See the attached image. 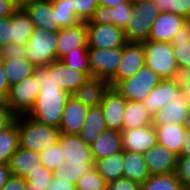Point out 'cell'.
<instances>
[{
	"label": "cell",
	"mask_w": 190,
	"mask_h": 190,
	"mask_svg": "<svg viewBox=\"0 0 190 190\" xmlns=\"http://www.w3.org/2000/svg\"><path fill=\"white\" fill-rule=\"evenodd\" d=\"M154 126L156 129L158 144L163 145L180 156L182 144L188 131L186 125L168 123L166 125Z\"/></svg>",
	"instance_id": "603a6c76"
},
{
	"label": "cell",
	"mask_w": 190,
	"mask_h": 190,
	"mask_svg": "<svg viewBox=\"0 0 190 190\" xmlns=\"http://www.w3.org/2000/svg\"><path fill=\"white\" fill-rule=\"evenodd\" d=\"M10 90V85L7 76L4 72L2 60H0V101H5Z\"/></svg>",
	"instance_id": "f5cc1de1"
},
{
	"label": "cell",
	"mask_w": 190,
	"mask_h": 190,
	"mask_svg": "<svg viewBox=\"0 0 190 190\" xmlns=\"http://www.w3.org/2000/svg\"><path fill=\"white\" fill-rule=\"evenodd\" d=\"M94 167V164H81L76 165L71 162H61L58 165V168H56L53 171V175L55 177L62 176L65 180H70V183L76 184L78 179L87 171H89L91 168Z\"/></svg>",
	"instance_id": "74e56055"
},
{
	"label": "cell",
	"mask_w": 190,
	"mask_h": 190,
	"mask_svg": "<svg viewBox=\"0 0 190 190\" xmlns=\"http://www.w3.org/2000/svg\"><path fill=\"white\" fill-rule=\"evenodd\" d=\"M89 108L73 95L67 99L62 113L59 130L62 134L78 135L85 121Z\"/></svg>",
	"instance_id": "9a60e30c"
},
{
	"label": "cell",
	"mask_w": 190,
	"mask_h": 190,
	"mask_svg": "<svg viewBox=\"0 0 190 190\" xmlns=\"http://www.w3.org/2000/svg\"><path fill=\"white\" fill-rule=\"evenodd\" d=\"M86 28L88 47L112 49L127 43L124 30L112 24L86 23Z\"/></svg>",
	"instance_id": "9c48e42d"
},
{
	"label": "cell",
	"mask_w": 190,
	"mask_h": 190,
	"mask_svg": "<svg viewBox=\"0 0 190 190\" xmlns=\"http://www.w3.org/2000/svg\"><path fill=\"white\" fill-rule=\"evenodd\" d=\"M128 0H98L99 4L107 7H116L119 4L127 2Z\"/></svg>",
	"instance_id": "680465c9"
},
{
	"label": "cell",
	"mask_w": 190,
	"mask_h": 190,
	"mask_svg": "<svg viewBox=\"0 0 190 190\" xmlns=\"http://www.w3.org/2000/svg\"><path fill=\"white\" fill-rule=\"evenodd\" d=\"M35 28L49 31L59 30L56 22V12L51 0H40L30 3L24 8Z\"/></svg>",
	"instance_id": "ffe728a7"
},
{
	"label": "cell",
	"mask_w": 190,
	"mask_h": 190,
	"mask_svg": "<svg viewBox=\"0 0 190 190\" xmlns=\"http://www.w3.org/2000/svg\"><path fill=\"white\" fill-rule=\"evenodd\" d=\"M109 87V83L106 80L90 77L72 95L88 108L96 107L100 106L103 96Z\"/></svg>",
	"instance_id": "d4e9b609"
},
{
	"label": "cell",
	"mask_w": 190,
	"mask_h": 190,
	"mask_svg": "<svg viewBox=\"0 0 190 190\" xmlns=\"http://www.w3.org/2000/svg\"><path fill=\"white\" fill-rule=\"evenodd\" d=\"M180 156H190V131H187Z\"/></svg>",
	"instance_id": "6f0895ef"
},
{
	"label": "cell",
	"mask_w": 190,
	"mask_h": 190,
	"mask_svg": "<svg viewBox=\"0 0 190 190\" xmlns=\"http://www.w3.org/2000/svg\"><path fill=\"white\" fill-rule=\"evenodd\" d=\"M187 22L181 16L169 12H161L151 26L148 40L170 43L173 36Z\"/></svg>",
	"instance_id": "2e32d148"
},
{
	"label": "cell",
	"mask_w": 190,
	"mask_h": 190,
	"mask_svg": "<svg viewBox=\"0 0 190 190\" xmlns=\"http://www.w3.org/2000/svg\"><path fill=\"white\" fill-rule=\"evenodd\" d=\"M107 129L104 114L100 106L91 107L85 117L84 124L78 136L88 145Z\"/></svg>",
	"instance_id": "4316f807"
},
{
	"label": "cell",
	"mask_w": 190,
	"mask_h": 190,
	"mask_svg": "<svg viewBox=\"0 0 190 190\" xmlns=\"http://www.w3.org/2000/svg\"><path fill=\"white\" fill-rule=\"evenodd\" d=\"M11 176L9 164H0V190Z\"/></svg>",
	"instance_id": "9f6ffc18"
},
{
	"label": "cell",
	"mask_w": 190,
	"mask_h": 190,
	"mask_svg": "<svg viewBox=\"0 0 190 190\" xmlns=\"http://www.w3.org/2000/svg\"><path fill=\"white\" fill-rule=\"evenodd\" d=\"M25 190H47V187H39L26 181Z\"/></svg>",
	"instance_id": "94428289"
},
{
	"label": "cell",
	"mask_w": 190,
	"mask_h": 190,
	"mask_svg": "<svg viewBox=\"0 0 190 190\" xmlns=\"http://www.w3.org/2000/svg\"><path fill=\"white\" fill-rule=\"evenodd\" d=\"M120 133L122 147L125 151L143 154L158 143L154 125L135 129H123Z\"/></svg>",
	"instance_id": "4fadbf2b"
},
{
	"label": "cell",
	"mask_w": 190,
	"mask_h": 190,
	"mask_svg": "<svg viewBox=\"0 0 190 190\" xmlns=\"http://www.w3.org/2000/svg\"><path fill=\"white\" fill-rule=\"evenodd\" d=\"M145 64L162 79L179 78L173 47L168 42L144 41Z\"/></svg>",
	"instance_id": "3957f363"
},
{
	"label": "cell",
	"mask_w": 190,
	"mask_h": 190,
	"mask_svg": "<svg viewBox=\"0 0 190 190\" xmlns=\"http://www.w3.org/2000/svg\"><path fill=\"white\" fill-rule=\"evenodd\" d=\"M17 119L6 101H0V131L10 127Z\"/></svg>",
	"instance_id": "7dc6e473"
},
{
	"label": "cell",
	"mask_w": 190,
	"mask_h": 190,
	"mask_svg": "<svg viewBox=\"0 0 190 190\" xmlns=\"http://www.w3.org/2000/svg\"><path fill=\"white\" fill-rule=\"evenodd\" d=\"M94 162L123 151L121 133L104 130L90 145Z\"/></svg>",
	"instance_id": "7402d4cb"
},
{
	"label": "cell",
	"mask_w": 190,
	"mask_h": 190,
	"mask_svg": "<svg viewBox=\"0 0 190 190\" xmlns=\"http://www.w3.org/2000/svg\"><path fill=\"white\" fill-rule=\"evenodd\" d=\"M77 47H88L87 28L85 22L58 30L57 60Z\"/></svg>",
	"instance_id": "e0dca14e"
},
{
	"label": "cell",
	"mask_w": 190,
	"mask_h": 190,
	"mask_svg": "<svg viewBox=\"0 0 190 190\" xmlns=\"http://www.w3.org/2000/svg\"><path fill=\"white\" fill-rule=\"evenodd\" d=\"M156 18H144L132 8L130 19L124 29V36L127 42L142 43L147 41L151 26Z\"/></svg>",
	"instance_id": "83f0119b"
},
{
	"label": "cell",
	"mask_w": 190,
	"mask_h": 190,
	"mask_svg": "<svg viewBox=\"0 0 190 190\" xmlns=\"http://www.w3.org/2000/svg\"><path fill=\"white\" fill-rule=\"evenodd\" d=\"M58 30L35 28L25 45V57L35 67L48 66L57 60Z\"/></svg>",
	"instance_id": "277c9868"
},
{
	"label": "cell",
	"mask_w": 190,
	"mask_h": 190,
	"mask_svg": "<svg viewBox=\"0 0 190 190\" xmlns=\"http://www.w3.org/2000/svg\"><path fill=\"white\" fill-rule=\"evenodd\" d=\"M33 75L39 81L40 92L27 116L39 123L59 129L62 113L70 94L55 81L54 62L48 66L34 67Z\"/></svg>",
	"instance_id": "6da1fadb"
},
{
	"label": "cell",
	"mask_w": 190,
	"mask_h": 190,
	"mask_svg": "<svg viewBox=\"0 0 190 190\" xmlns=\"http://www.w3.org/2000/svg\"><path fill=\"white\" fill-rule=\"evenodd\" d=\"M107 182L100 176L95 167L85 172L76 182V190H106Z\"/></svg>",
	"instance_id": "f35d334b"
},
{
	"label": "cell",
	"mask_w": 190,
	"mask_h": 190,
	"mask_svg": "<svg viewBox=\"0 0 190 190\" xmlns=\"http://www.w3.org/2000/svg\"><path fill=\"white\" fill-rule=\"evenodd\" d=\"M179 79L181 82L183 95L185 96L190 107V69L180 72Z\"/></svg>",
	"instance_id": "db71d44e"
},
{
	"label": "cell",
	"mask_w": 190,
	"mask_h": 190,
	"mask_svg": "<svg viewBox=\"0 0 190 190\" xmlns=\"http://www.w3.org/2000/svg\"><path fill=\"white\" fill-rule=\"evenodd\" d=\"M175 173L184 189L190 186V156H178Z\"/></svg>",
	"instance_id": "ee69618b"
},
{
	"label": "cell",
	"mask_w": 190,
	"mask_h": 190,
	"mask_svg": "<svg viewBox=\"0 0 190 190\" xmlns=\"http://www.w3.org/2000/svg\"><path fill=\"white\" fill-rule=\"evenodd\" d=\"M133 8L144 18H157L161 11L153 0H144L133 4Z\"/></svg>",
	"instance_id": "f6af8a7d"
},
{
	"label": "cell",
	"mask_w": 190,
	"mask_h": 190,
	"mask_svg": "<svg viewBox=\"0 0 190 190\" xmlns=\"http://www.w3.org/2000/svg\"><path fill=\"white\" fill-rule=\"evenodd\" d=\"M106 190H141V184L123 177L108 182Z\"/></svg>",
	"instance_id": "c3c4849f"
},
{
	"label": "cell",
	"mask_w": 190,
	"mask_h": 190,
	"mask_svg": "<svg viewBox=\"0 0 190 190\" xmlns=\"http://www.w3.org/2000/svg\"><path fill=\"white\" fill-rule=\"evenodd\" d=\"M132 4L134 3H137V2H141V1H144V0H129Z\"/></svg>",
	"instance_id": "be15d7a7"
},
{
	"label": "cell",
	"mask_w": 190,
	"mask_h": 190,
	"mask_svg": "<svg viewBox=\"0 0 190 190\" xmlns=\"http://www.w3.org/2000/svg\"><path fill=\"white\" fill-rule=\"evenodd\" d=\"M90 78L85 72L70 68L60 60L54 61V79L63 90L74 94Z\"/></svg>",
	"instance_id": "cb8c5ba5"
},
{
	"label": "cell",
	"mask_w": 190,
	"mask_h": 190,
	"mask_svg": "<svg viewBox=\"0 0 190 190\" xmlns=\"http://www.w3.org/2000/svg\"><path fill=\"white\" fill-rule=\"evenodd\" d=\"M18 130L19 146L38 153L58 143L61 134L58 128L39 123L27 115L18 117Z\"/></svg>",
	"instance_id": "7a4b0ae2"
},
{
	"label": "cell",
	"mask_w": 190,
	"mask_h": 190,
	"mask_svg": "<svg viewBox=\"0 0 190 190\" xmlns=\"http://www.w3.org/2000/svg\"><path fill=\"white\" fill-rule=\"evenodd\" d=\"M133 4L128 0L116 7L98 5L92 18L85 23L112 24L125 29L130 19Z\"/></svg>",
	"instance_id": "ac0fdd59"
},
{
	"label": "cell",
	"mask_w": 190,
	"mask_h": 190,
	"mask_svg": "<svg viewBox=\"0 0 190 190\" xmlns=\"http://www.w3.org/2000/svg\"><path fill=\"white\" fill-rule=\"evenodd\" d=\"M25 45L9 43L0 48V60L26 58Z\"/></svg>",
	"instance_id": "bcb514c9"
},
{
	"label": "cell",
	"mask_w": 190,
	"mask_h": 190,
	"mask_svg": "<svg viewBox=\"0 0 190 190\" xmlns=\"http://www.w3.org/2000/svg\"><path fill=\"white\" fill-rule=\"evenodd\" d=\"M183 94L179 78L163 79L155 86L142 101L145 109L154 116L157 111L167 105L170 101Z\"/></svg>",
	"instance_id": "30bf717a"
},
{
	"label": "cell",
	"mask_w": 190,
	"mask_h": 190,
	"mask_svg": "<svg viewBox=\"0 0 190 190\" xmlns=\"http://www.w3.org/2000/svg\"><path fill=\"white\" fill-rule=\"evenodd\" d=\"M145 65L143 43L127 42L122 47V58L114 76L108 81L114 88L120 81L136 74Z\"/></svg>",
	"instance_id": "ba28073f"
},
{
	"label": "cell",
	"mask_w": 190,
	"mask_h": 190,
	"mask_svg": "<svg viewBox=\"0 0 190 190\" xmlns=\"http://www.w3.org/2000/svg\"><path fill=\"white\" fill-rule=\"evenodd\" d=\"M12 19L11 17L0 18V48L12 43Z\"/></svg>",
	"instance_id": "681fc988"
},
{
	"label": "cell",
	"mask_w": 190,
	"mask_h": 190,
	"mask_svg": "<svg viewBox=\"0 0 190 190\" xmlns=\"http://www.w3.org/2000/svg\"><path fill=\"white\" fill-rule=\"evenodd\" d=\"M40 0H14L16 8H24L26 5L30 3H35Z\"/></svg>",
	"instance_id": "91938a15"
},
{
	"label": "cell",
	"mask_w": 190,
	"mask_h": 190,
	"mask_svg": "<svg viewBox=\"0 0 190 190\" xmlns=\"http://www.w3.org/2000/svg\"><path fill=\"white\" fill-rule=\"evenodd\" d=\"M123 177L142 184L150 173L143 159L142 153H135L124 150V171Z\"/></svg>",
	"instance_id": "4dcf8cb0"
},
{
	"label": "cell",
	"mask_w": 190,
	"mask_h": 190,
	"mask_svg": "<svg viewBox=\"0 0 190 190\" xmlns=\"http://www.w3.org/2000/svg\"><path fill=\"white\" fill-rule=\"evenodd\" d=\"M53 176V171L41 165L31 173L26 181L39 187H48Z\"/></svg>",
	"instance_id": "7bdbcfd3"
},
{
	"label": "cell",
	"mask_w": 190,
	"mask_h": 190,
	"mask_svg": "<svg viewBox=\"0 0 190 190\" xmlns=\"http://www.w3.org/2000/svg\"><path fill=\"white\" fill-rule=\"evenodd\" d=\"M58 143L66 162L76 165L94 164L90 145L86 144L78 135L61 133Z\"/></svg>",
	"instance_id": "5bb4252c"
},
{
	"label": "cell",
	"mask_w": 190,
	"mask_h": 190,
	"mask_svg": "<svg viewBox=\"0 0 190 190\" xmlns=\"http://www.w3.org/2000/svg\"><path fill=\"white\" fill-rule=\"evenodd\" d=\"M143 159L150 175L176 172L178 155L158 143L143 153Z\"/></svg>",
	"instance_id": "7c38bea8"
},
{
	"label": "cell",
	"mask_w": 190,
	"mask_h": 190,
	"mask_svg": "<svg viewBox=\"0 0 190 190\" xmlns=\"http://www.w3.org/2000/svg\"><path fill=\"white\" fill-rule=\"evenodd\" d=\"M41 165L38 152L26 150L20 146L9 161L11 175L25 180Z\"/></svg>",
	"instance_id": "44dd1931"
},
{
	"label": "cell",
	"mask_w": 190,
	"mask_h": 190,
	"mask_svg": "<svg viewBox=\"0 0 190 190\" xmlns=\"http://www.w3.org/2000/svg\"><path fill=\"white\" fill-rule=\"evenodd\" d=\"M186 128L188 131H190V112H189V116H188V119H187V122H186Z\"/></svg>",
	"instance_id": "6125c7cd"
},
{
	"label": "cell",
	"mask_w": 190,
	"mask_h": 190,
	"mask_svg": "<svg viewBox=\"0 0 190 190\" xmlns=\"http://www.w3.org/2000/svg\"><path fill=\"white\" fill-rule=\"evenodd\" d=\"M141 190H185L175 172L150 175L142 184Z\"/></svg>",
	"instance_id": "e575fe53"
},
{
	"label": "cell",
	"mask_w": 190,
	"mask_h": 190,
	"mask_svg": "<svg viewBox=\"0 0 190 190\" xmlns=\"http://www.w3.org/2000/svg\"><path fill=\"white\" fill-rule=\"evenodd\" d=\"M163 79L146 64L133 76L120 81L114 88L128 101L142 102Z\"/></svg>",
	"instance_id": "5b68a950"
},
{
	"label": "cell",
	"mask_w": 190,
	"mask_h": 190,
	"mask_svg": "<svg viewBox=\"0 0 190 190\" xmlns=\"http://www.w3.org/2000/svg\"><path fill=\"white\" fill-rule=\"evenodd\" d=\"M19 147L18 117L8 128L0 131V164H9Z\"/></svg>",
	"instance_id": "836d02e7"
},
{
	"label": "cell",
	"mask_w": 190,
	"mask_h": 190,
	"mask_svg": "<svg viewBox=\"0 0 190 190\" xmlns=\"http://www.w3.org/2000/svg\"><path fill=\"white\" fill-rule=\"evenodd\" d=\"M72 5L77 18L81 22H87L92 18L99 2L98 0H72Z\"/></svg>",
	"instance_id": "b9f144b4"
},
{
	"label": "cell",
	"mask_w": 190,
	"mask_h": 190,
	"mask_svg": "<svg viewBox=\"0 0 190 190\" xmlns=\"http://www.w3.org/2000/svg\"><path fill=\"white\" fill-rule=\"evenodd\" d=\"M64 64L70 68L85 72L91 77V70L89 66L88 47H77L67 53L60 59Z\"/></svg>",
	"instance_id": "8d00e7d4"
},
{
	"label": "cell",
	"mask_w": 190,
	"mask_h": 190,
	"mask_svg": "<svg viewBox=\"0 0 190 190\" xmlns=\"http://www.w3.org/2000/svg\"><path fill=\"white\" fill-rule=\"evenodd\" d=\"M88 54L91 77L108 82L118 69L122 58V47L112 49L88 47Z\"/></svg>",
	"instance_id": "52a82bcc"
},
{
	"label": "cell",
	"mask_w": 190,
	"mask_h": 190,
	"mask_svg": "<svg viewBox=\"0 0 190 190\" xmlns=\"http://www.w3.org/2000/svg\"><path fill=\"white\" fill-rule=\"evenodd\" d=\"M2 62L10 86L31 76L35 67L26 58L5 59Z\"/></svg>",
	"instance_id": "d6a6232c"
},
{
	"label": "cell",
	"mask_w": 190,
	"mask_h": 190,
	"mask_svg": "<svg viewBox=\"0 0 190 190\" xmlns=\"http://www.w3.org/2000/svg\"><path fill=\"white\" fill-rule=\"evenodd\" d=\"M26 186V180L18 177L11 175L6 184L3 186L2 190H25Z\"/></svg>",
	"instance_id": "816d5d0a"
},
{
	"label": "cell",
	"mask_w": 190,
	"mask_h": 190,
	"mask_svg": "<svg viewBox=\"0 0 190 190\" xmlns=\"http://www.w3.org/2000/svg\"><path fill=\"white\" fill-rule=\"evenodd\" d=\"M12 43L26 45L35 26L23 8H17L12 15Z\"/></svg>",
	"instance_id": "1f68e13d"
},
{
	"label": "cell",
	"mask_w": 190,
	"mask_h": 190,
	"mask_svg": "<svg viewBox=\"0 0 190 190\" xmlns=\"http://www.w3.org/2000/svg\"><path fill=\"white\" fill-rule=\"evenodd\" d=\"M189 112V104L182 94L156 112L153 116V125H166L168 123L186 125Z\"/></svg>",
	"instance_id": "d6986e66"
},
{
	"label": "cell",
	"mask_w": 190,
	"mask_h": 190,
	"mask_svg": "<svg viewBox=\"0 0 190 190\" xmlns=\"http://www.w3.org/2000/svg\"><path fill=\"white\" fill-rule=\"evenodd\" d=\"M170 43L179 72L190 69V21L179 29Z\"/></svg>",
	"instance_id": "484cf974"
},
{
	"label": "cell",
	"mask_w": 190,
	"mask_h": 190,
	"mask_svg": "<svg viewBox=\"0 0 190 190\" xmlns=\"http://www.w3.org/2000/svg\"><path fill=\"white\" fill-rule=\"evenodd\" d=\"M127 100L115 89L109 87L105 92L100 107L109 130H123V116Z\"/></svg>",
	"instance_id": "8fae6325"
},
{
	"label": "cell",
	"mask_w": 190,
	"mask_h": 190,
	"mask_svg": "<svg viewBox=\"0 0 190 190\" xmlns=\"http://www.w3.org/2000/svg\"><path fill=\"white\" fill-rule=\"evenodd\" d=\"M161 12H169L190 21V0H153Z\"/></svg>",
	"instance_id": "ab89813d"
},
{
	"label": "cell",
	"mask_w": 190,
	"mask_h": 190,
	"mask_svg": "<svg viewBox=\"0 0 190 190\" xmlns=\"http://www.w3.org/2000/svg\"><path fill=\"white\" fill-rule=\"evenodd\" d=\"M39 157L40 163L51 171H54L58 168V165L61 162L65 161V157L63 156V151L59 143L46 148L43 152L39 153Z\"/></svg>",
	"instance_id": "60d3db41"
},
{
	"label": "cell",
	"mask_w": 190,
	"mask_h": 190,
	"mask_svg": "<svg viewBox=\"0 0 190 190\" xmlns=\"http://www.w3.org/2000/svg\"><path fill=\"white\" fill-rule=\"evenodd\" d=\"M39 92V81L32 74L19 83L10 86L5 101L17 117L26 116L31 112Z\"/></svg>",
	"instance_id": "8992f818"
},
{
	"label": "cell",
	"mask_w": 190,
	"mask_h": 190,
	"mask_svg": "<svg viewBox=\"0 0 190 190\" xmlns=\"http://www.w3.org/2000/svg\"><path fill=\"white\" fill-rule=\"evenodd\" d=\"M54 11L56 12V22L57 28L61 30L62 28L74 26L81 21L77 18L74 7L72 5V0H51Z\"/></svg>",
	"instance_id": "d590c367"
},
{
	"label": "cell",
	"mask_w": 190,
	"mask_h": 190,
	"mask_svg": "<svg viewBox=\"0 0 190 190\" xmlns=\"http://www.w3.org/2000/svg\"><path fill=\"white\" fill-rule=\"evenodd\" d=\"M16 9L14 0H0V18L10 17Z\"/></svg>",
	"instance_id": "11a10c76"
},
{
	"label": "cell",
	"mask_w": 190,
	"mask_h": 190,
	"mask_svg": "<svg viewBox=\"0 0 190 190\" xmlns=\"http://www.w3.org/2000/svg\"><path fill=\"white\" fill-rule=\"evenodd\" d=\"M153 125V116L140 101H128L123 116V129H135Z\"/></svg>",
	"instance_id": "f1b7e54d"
},
{
	"label": "cell",
	"mask_w": 190,
	"mask_h": 190,
	"mask_svg": "<svg viewBox=\"0 0 190 190\" xmlns=\"http://www.w3.org/2000/svg\"><path fill=\"white\" fill-rule=\"evenodd\" d=\"M100 176L108 183L123 178L124 150L94 162Z\"/></svg>",
	"instance_id": "f546056e"
},
{
	"label": "cell",
	"mask_w": 190,
	"mask_h": 190,
	"mask_svg": "<svg viewBox=\"0 0 190 190\" xmlns=\"http://www.w3.org/2000/svg\"><path fill=\"white\" fill-rule=\"evenodd\" d=\"M47 190H76L75 185L70 183V180L60 177H52L51 183L47 187Z\"/></svg>",
	"instance_id": "f907efd6"
}]
</instances>
